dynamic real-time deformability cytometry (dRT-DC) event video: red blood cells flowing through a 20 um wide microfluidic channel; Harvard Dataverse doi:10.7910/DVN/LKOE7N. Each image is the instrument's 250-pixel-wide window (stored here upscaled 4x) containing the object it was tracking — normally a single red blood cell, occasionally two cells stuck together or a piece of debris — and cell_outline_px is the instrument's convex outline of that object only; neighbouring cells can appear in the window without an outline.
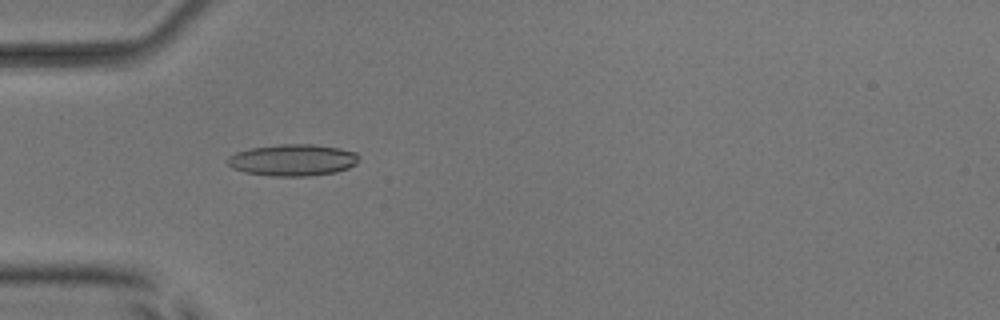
{"species": "common noctule bat (a hibernating species)", "species_latin": "Nyctalus noctula", "temperature_condition": "room temperature", "stored_images_in_passage": 52, "camera_frame_rate_fps": 3000, "um_per_image_px": 0.085, "animal": {"sex": "male", "body_mass_g": 17.9, "forearm_length_mm": 54.2}, "frame": {"image": 1, "passage_image": 17, "time_ms": 5.333, "image_size_px": [1000, 320], "cell_outline_px": [[360, 156], [356, 164], [348, 168], [336, 172], [308, 176], [272, 176], [244, 172], [232, 168], [224, 160], [228, 156], [236, 152], [248, 148], [280, 144], [312, 144], [340, 148], [356, 152]], "centroid_in_image_um": [24.86, 13.6], "position_along_channel_um": 60.1, "area_um2": 24.51}}
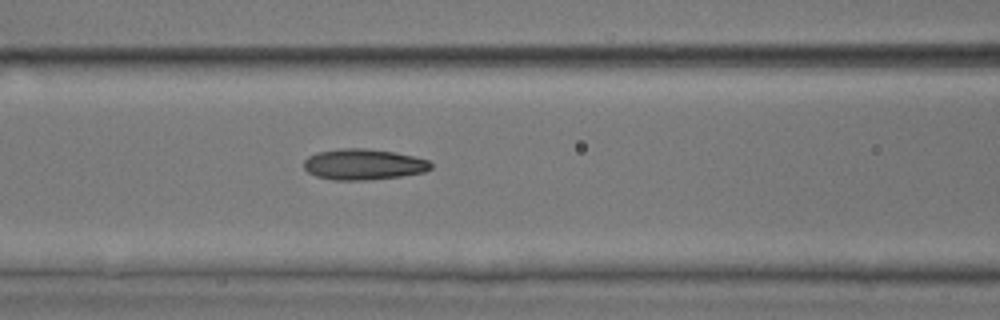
{"frame": {"image": 2, "passage_image": 23, "time_ms": 7.333, "image_size_px": [1000, 320], "cell_outline_px": [[432, 168], [424, 172], [400, 176], [364, 180], [332, 180], [316, 176], [308, 172], [304, 168], [304, 160], [308, 156], [316, 152], [340, 148], [364, 148], [396, 152], [428, 160], [432, 164]], "centroid_in_image_um": [30.87, 13.96], "position_along_channel_um": 135.7, "area_um2": 22.89}}
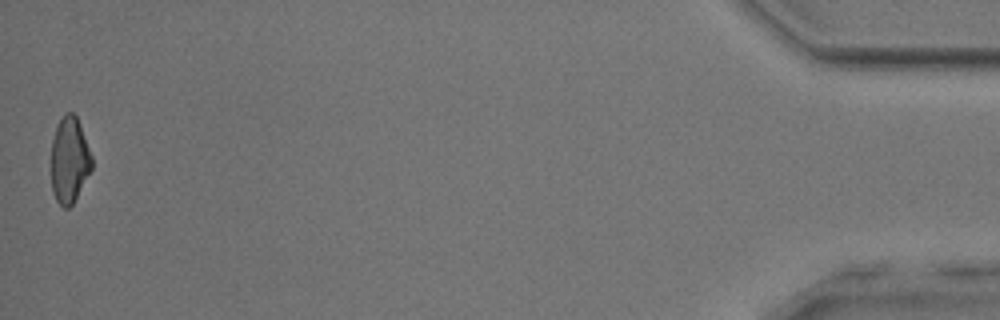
{"frame": {"image": 3, "passage_image": 52, "time_ms": 17.0, "image_size_px": [1000, 320], "cell_outline_px": [[92, 168], [72, 204], [68, 208], [64, 208], [56, 200], [52, 192], [52, 140], [56, 124], [64, 112], [72, 112], [76, 116], [80, 124], [92, 156]], "centroid_in_image_um": [5.89, 13.56], "position_along_channel_um": 429.3, "area_um2": 20.29}, "authors_computed_cell_mechanics": {"area_um2": 22.0796, "velocity_mm_per_s": 4.0036, "shape_relaxation_time_tau1_ms": 7.0921, "shape_relaxation_time_tau2_ms": 2.9359, "deformation_change_tau1": 0.1714, "deformation_change_tau2": 0.0976}}